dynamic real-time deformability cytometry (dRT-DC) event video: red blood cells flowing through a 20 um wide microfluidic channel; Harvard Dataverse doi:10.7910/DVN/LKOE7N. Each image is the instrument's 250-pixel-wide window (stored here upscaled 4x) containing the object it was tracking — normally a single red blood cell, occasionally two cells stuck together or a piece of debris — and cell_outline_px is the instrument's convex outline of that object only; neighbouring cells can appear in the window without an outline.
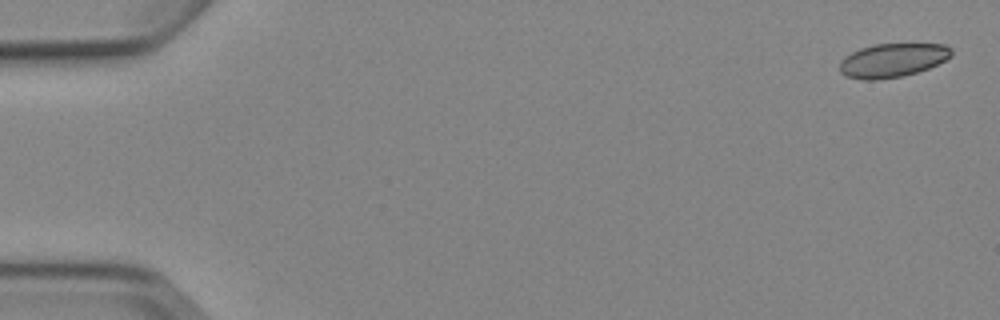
{"species": "Egyptian fruit bat (a non-hibernating species)", "species_latin": "Rousettus aegyptiacus", "temperature_condition": "cold", "stored_images_in_passage": 5, "camera_frame_rate_fps": 3000, "um_per_image_px": 0.085, "animal": {"sex": "female"}, "frame": {"image": 1, "passage_image": 1, "time_ms": 0.0, "image_size_px": [1000, 320], "cell_outline_px": [[952, 56], [928, 68], [904, 76], [876, 80], [864, 80], [848, 76], [840, 72], [840, 60], [844, 56], [860, 48], [876, 44], [944, 44], [952, 48]], "centroid_in_image_um": [75.86, 5.12], "position_along_channel_um": 9.1, "area_um2": 21.96}}